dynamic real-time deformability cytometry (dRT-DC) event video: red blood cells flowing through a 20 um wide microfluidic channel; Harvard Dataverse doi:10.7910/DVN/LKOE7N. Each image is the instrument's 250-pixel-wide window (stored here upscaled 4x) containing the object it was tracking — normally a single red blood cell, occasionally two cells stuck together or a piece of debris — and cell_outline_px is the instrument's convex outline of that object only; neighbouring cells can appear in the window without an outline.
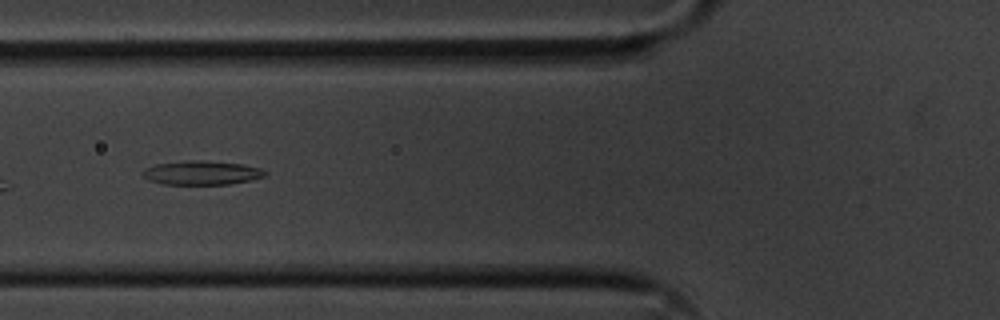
{"species": "common noctule bat (a hibernating species)", "species_latin": "Nyctalus noctula", "temperature_condition": "cold", "stored_images_in_passage": 36, "camera_frame_rate_fps": 3000, "um_per_image_px": 0.085, "animal": {"sex": "male", "body_mass_g": 20.1, "forearm_length_mm": 53.5}, "frame": {"image": 1, "passage_image": 6, "time_ms": 1.667, "image_size_px": [1000, 320], "cell_outline_px": [[264, 176], [252, 180], [228, 184], [164, 184], [148, 180], [140, 172], [144, 168], [156, 164], [188, 160], [200, 160], [244, 164], [260, 168], [264, 172]], "centroid_in_image_um": [17.1, 14.68], "position_along_channel_um": 108.7, "area_um2": 17.05}}
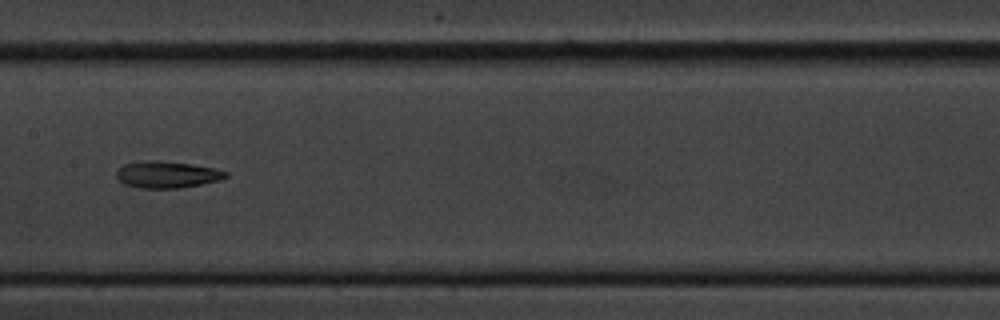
{"frame": {"image": 2, "passage_image": 13, "time_ms": 4.0, "image_size_px": [1000, 320], "cell_outline_px": [[228, 176], [220, 180], [180, 188], [140, 188], [124, 184], [116, 176], [116, 172], [124, 164], [148, 160], [160, 160], [192, 164], [216, 168], [228, 172]], "centroid_in_image_um": [14.22, 14.83], "position_along_channel_um": 193.2, "area_um2": 17.05}}
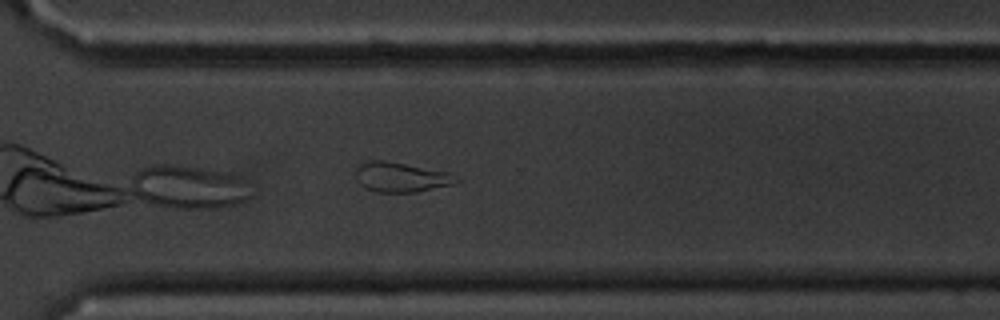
{"frame": {"image": 3, "passage_image": 25, "time_ms": 8.0, "image_size_px": [1000, 320], "cell_outline_px": [[460, 180], [452, 184], [416, 192], [376, 192], [364, 188], [360, 184], [356, 176], [356, 168], [360, 164], [372, 160], [380, 160], [404, 164], [448, 172]], "centroid_in_image_um": [34.04, 15.07], "position_along_channel_um": 336.6, "area_um2": 17.11}}